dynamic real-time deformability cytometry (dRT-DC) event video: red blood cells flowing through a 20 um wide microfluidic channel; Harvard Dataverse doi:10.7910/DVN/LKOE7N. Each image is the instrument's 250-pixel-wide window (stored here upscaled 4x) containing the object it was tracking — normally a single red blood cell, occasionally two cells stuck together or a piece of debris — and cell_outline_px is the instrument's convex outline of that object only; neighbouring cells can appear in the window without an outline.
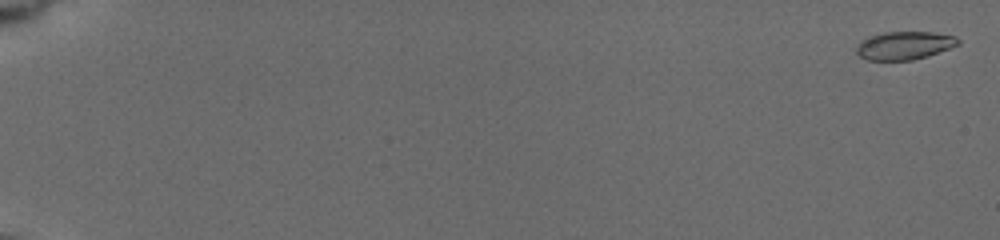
{"species": "common noctule bat (a hibernating species)", "species_latin": "Nyctalus noctula", "temperature_condition": "cold", "stored_images_in_passage": 18, "camera_frame_rate_fps": 3000, "um_per_image_px": 0.085, "animal": {"sex": "female", "body_mass_g": 19.5, "forearm_length_mm": 54.1}, "frame": {"image": 1, "passage_image": 2, "time_ms": 0.333, "image_size_px": [1000, 240], "cell_outline_px": [[960, 44], [928, 56], [912, 60], [868, 60], [860, 56], [856, 52], [856, 44], [860, 40], [868, 36], [884, 32], [932, 32], [956, 36], [960, 40]], "centroid_in_image_um": [76.85, 3.86], "position_along_channel_um": 8.1, "area_um2": 16.82}}
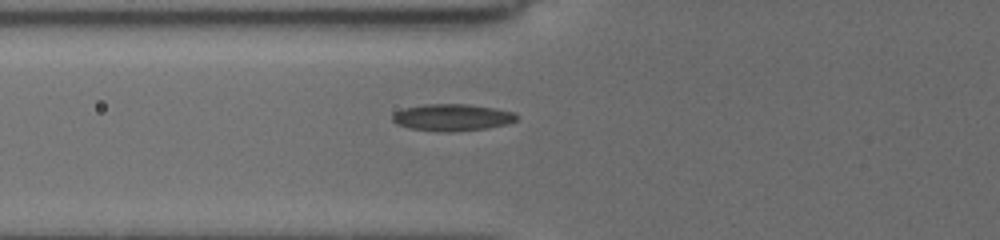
{"frame": {"image": 2, "passage_image": 13, "time_ms": 8.0, "image_size_px": [1000, 240], "cell_outline_px": [[520, 116], [516, 120], [504, 124], [484, 128], [448, 132], [408, 128], [396, 124], [392, 120], [392, 116], [396, 112], [404, 108], [424, 104], [468, 104], [516, 112]], "centroid_in_image_um": [38.42, 9.97], "position_along_channel_um": 87.4, "area_um2": 19.25}}
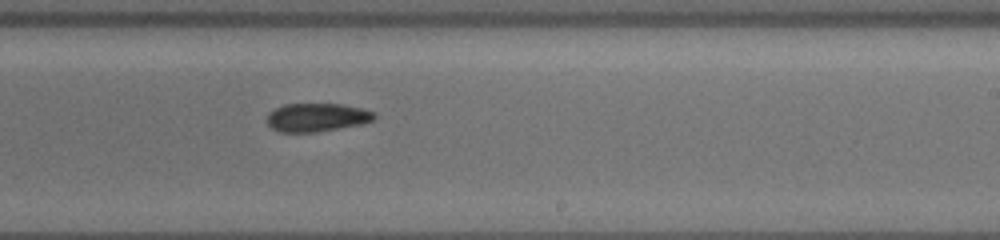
{"frame": {"image": 3, "passage_image": 18, "time_ms": 12.667, "image_size_px": [1000, 240], "cell_outline_px": [[376, 116], [372, 120], [364, 124], [316, 132], [280, 132], [272, 128], [268, 124], [268, 112], [284, 104], [340, 104], [360, 108], [376, 112]], "centroid_in_image_um": [26.95, 9.98], "position_along_channel_um": 262.1, "area_um2": 17.74}}